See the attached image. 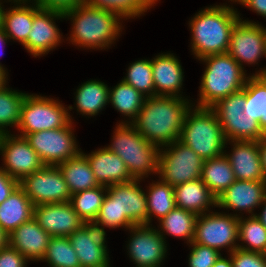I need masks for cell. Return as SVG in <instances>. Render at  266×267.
<instances>
[{
	"label": "cell",
	"instance_id": "10",
	"mask_svg": "<svg viewBox=\"0 0 266 267\" xmlns=\"http://www.w3.org/2000/svg\"><path fill=\"white\" fill-rule=\"evenodd\" d=\"M193 243L232 253L238 248V217L212 210L198 215Z\"/></svg>",
	"mask_w": 266,
	"mask_h": 267
},
{
	"label": "cell",
	"instance_id": "31",
	"mask_svg": "<svg viewBox=\"0 0 266 267\" xmlns=\"http://www.w3.org/2000/svg\"><path fill=\"white\" fill-rule=\"evenodd\" d=\"M198 215L194 212L175 207L165 217L161 218L156 228L166 241V234L186 240L187 245L193 242L195 224Z\"/></svg>",
	"mask_w": 266,
	"mask_h": 267
},
{
	"label": "cell",
	"instance_id": "26",
	"mask_svg": "<svg viewBox=\"0 0 266 267\" xmlns=\"http://www.w3.org/2000/svg\"><path fill=\"white\" fill-rule=\"evenodd\" d=\"M33 215L34 204L18 185L0 204V227L9 235L21 224L31 220Z\"/></svg>",
	"mask_w": 266,
	"mask_h": 267
},
{
	"label": "cell",
	"instance_id": "5",
	"mask_svg": "<svg viewBox=\"0 0 266 267\" xmlns=\"http://www.w3.org/2000/svg\"><path fill=\"white\" fill-rule=\"evenodd\" d=\"M111 144L105 146L124 162L133 179L144 180L150 174L158 176L160 148L142 137L129 123H117Z\"/></svg>",
	"mask_w": 266,
	"mask_h": 267
},
{
	"label": "cell",
	"instance_id": "13",
	"mask_svg": "<svg viewBox=\"0 0 266 267\" xmlns=\"http://www.w3.org/2000/svg\"><path fill=\"white\" fill-rule=\"evenodd\" d=\"M237 21L230 34L228 54L243 67L245 64L258 65L260 58H266V34L259 22Z\"/></svg>",
	"mask_w": 266,
	"mask_h": 267
},
{
	"label": "cell",
	"instance_id": "36",
	"mask_svg": "<svg viewBox=\"0 0 266 267\" xmlns=\"http://www.w3.org/2000/svg\"><path fill=\"white\" fill-rule=\"evenodd\" d=\"M7 85L6 83L0 88V134L10 133L8 126L17 129L21 105L27 95L25 92L8 88Z\"/></svg>",
	"mask_w": 266,
	"mask_h": 267
},
{
	"label": "cell",
	"instance_id": "1",
	"mask_svg": "<svg viewBox=\"0 0 266 267\" xmlns=\"http://www.w3.org/2000/svg\"><path fill=\"white\" fill-rule=\"evenodd\" d=\"M191 101L176 96L145 98L131 124L148 142L164 147L180 139L186 113L193 105Z\"/></svg>",
	"mask_w": 266,
	"mask_h": 267
},
{
	"label": "cell",
	"instance_id": "46",
	"mask_svg": "<svg viewBox=\"0 0 266 267\" xmlns=\"http://www.w3.org/2000/svg\"><path fill=\"white\" fill-rule=\"evenodd\" d=\"M19 185V182L9 176L1 167H0V204L6 200L12 191Z\"/></svg>",
	"mask_w": 266,
	"mask_h": 267
},
{
	"label": "cell",
	"instance_id": "23",
	"mask_svg": "<svg viewBox=\"0 0 266 267\" xmlns=\"http://www.w3.org/2000/svg\"><path fill=\"white\" fill-rule=\"evenodd\" d=\"M7 238L8 245L19 251L29 262H39L46 253L51 236L32 218L17 227Z\"/></svg>",
	"mask_w": 266,
	"mask_h": 267
},
{
	"label": "cell",
	"instance_id": "19",
	"mask_svg": "<svg viewBox=\"0 0 266 267\" xmlns=\"http://www.w3.org/2000/svg\"><path fill=\"white\" fill-rule=\"evenodd\" d=\"M265 195L266 181L235 180L217 198V208L235 211L233 215L236 217H243L245 212L254 216L255 209L261 205Z\"/></svg>",
	"mask_w": 266,
	"mask_h": 267
},
{
	"label": "cell",
	"instance_id": "14",
	"mask_svg": "<svg viewBox=\"0 0 266 267\" xmlns=\"http://www.w3.org/2000/svg\"><path fill=\"white\" fill-rule=\"evenodd\" d=\"M0 155L4 163L1 168L18 182L45 166L29 141L11 132L0 134Z\"/></svg>",
	"mask_w": 266,
	"mask_h": 267
},
{
	"label": "cell",
	"instance_id": "50",
	"mask_svg": "<svg viewBox=\"0 0 266 267\" xmlns=\"http://www.w3.org/2000/svg\"><path fill=\"white\" fill-rule=\"evenodd\" d=\"M228 255L229 257L227 258L225 256L223 257L221 254L212 267H233L231 255Z\"/></svg>",
	"mask_w": 266,
	"mask_h": 267
},
{
	"label": "cell",
	"instance_id": "4",
	"mask_svg": "<svg viewBox=\"0 0 266 267\" xmlns=\"http://www.w3.org/2000/svg\"><path fill=\"white\" fill-rule=\"evenodd\" d=\"M205 70L199 86L197 107H212L220 99L240 91L249 77L237 61L228 53L205 56Z\"/></svg>",
	"mask_w": 266,
	"mask_h": 267
},
{
	"label": "cell",
	"instance_id": "42",
	"mask_svg": "<svg viewBox=\"0 0 266 267\" xmlns=\"http://www.w3.org/2000/svg\"><path fill=\"white\" fill-rule=\"evenodd\" d=\"M95 221L109 229L119 228V207L117 201L108 193H106L103 204Z\"/></svg>",
	"mask_w": 266,
	"mask_h": 267
},
{
	"label": "cell",
	"instance_id": "11",
	"mask_svg": "<svg viewBox=\"0 0 266 267\" xmlns=\"http://www.w3.org/2000/svg\"><path fill=\"white\" fill-rule=\"evenodd\" d=\"M73 124L70 121L65 127L33 132L25 138L45 165L57 166L82 151L76 141Z\"/></svg>",
	"mask_w": 266,
	"mask_h": 267
},
{
	"label": "cell",
	"instance_id": "45",
	"mask_svg": "<svg viewBox=\"0 0 266 267\" xmlns=\"http://www.w3.org/2000/svg\"><path fill=\"white\" fill-rule=\"evenodd\" d=\"M41 9L56 10L66 12L80 4L85 3V0H32Z\"/></svg>",
	"mask_w": 266,
	"mask_h": 267
},
{
	"label": "cell",
	"instance_id": "43",
	"mask_svg": "<svg viewBox=\"0 0 266 267\" xmlns=\"http://www.w3.org/2000/svg\"><path fill=\"white\" fill-rule=\"evenodd\" d=\"M231 255L233 267H266V255L237 248Z\"/></svg>",
	"mask_w": 266,
	"mask_h": 267
},
{
	"label": "cell",
	"instance_id": "12",
	"mask_svg": "<svg viewBox=\"0 0 266 267\" xmlns=\"http://www.w3.org/2000/svg\"><path fill=\"white\" fill-rule=\"evenodd\" d=\"M19 186L36 205L70 202L71 192L58 166L45 165L24 177Z\"/></svg>",
	"mask_w": 266,
	"mask_h": 267
},
{
	"label": "cell",
	"instance_id": "2",
	"mask_svg": "<svg viewBox=\"0 0 266 267\" xmlns=\"http://www.w3.org/2000/svg\"><path fill=\"white\" fill-rule=\"evenodd\" d=\"M237 8L227 3L206 6L191 17V52L195 59L208 55L227 53L230 34L240 19Z\"/></svg>",
	"mask_w": 266,
	"mask_h": 267
},
{
	"label": "cell",
	"instance_id": "9",
	"mask_svg": "<svg viewBox=\"0 0 266 267\" xmlns=\"http://www.w3.org/2000/svg\"><path fill=\"white\" fill-rule=\"evenodd\" d=\"M203 163L197 153L177 140L160 148L158 178L172 187L197 180L202 176Z\"/></svg>",
	"mask_w": 266,
	"mask_h": 267
},
{
	"label": "cell",
	"instance_id": "24",
	"mask_svg": "<svg viewBox=\"0 0 266 267\" xmlns=\"http://www.w3.org/2000/svg\"><path fill=\"white\" fill-rule=\"evenodd\" d=\"M88 159L96 180L102 186L126 183L133 180L125 162L105 146L95 149L89 154L81 151Z\"/></svg>",
	"mask_w": 266,
	"mask_h": 267
},
{
	"label": "cell",
	"instance_id": "25",
	"mask_svg": "<svg viewBox=\"0 0 266 267\" xmlns=\"http://www.w3.org/2000/svg\"><path fill=\"white\" fill-rule=\"evenodd\" d=\"M176 207L197 215L210 212L217 207V198L200 179L188 181L174 187Z\"/></svg>",
	"mask_w": 266,
	"mask_h": 267
},
{
	"label": "cell",
	"instance_id": "52",
	"mask_svg": "<svg viewBox=\"0 0 266 267\" xmlns=\"http://www.w3.org/2000/svg\"><path fill=\"white\" fill-rule=\"evenodd\" d=\"M7 234L0 227V249L8 244Z\"/></svg>",
	"mask_w": 266,
	"mask_h": 267
},
{
	"label": "cell",
	"instance_id": "6",
	"mask_svg": "<svg viewBox=\"0 0 266 267\" xmlns=\"http://www.w3.org/2000/svg\"><path fill=\"white\" fill-rule=\"evenodd\" d=\"M179 141L203 160L221 156L226 148L222 126L210 107L191 106L186 113Z\"/></svg>",
	"mask_w": 266,
	"mask_h": 267
},
{
	"label": "cell",
	"instance_id": "16",
	"mask_svg": "<svg viewBox=\"0 0 266 267\" xmlns=\"http://www.w3.org/2000/svg\"><path fill=\"white\" fill-rule=\"evenodd\" d=\"M104 228L95 220L84 221L83 226L68 237L81 267L111 266Z\"/></svg>",
	"mask_w": 266,
	"mask_h": 267
},
{
	"label": "cell",
	"instance_id": "38",
	"mask_svg": "<svg viewBox=\"0 0 266 267\" xmlns=\"http://www.w3.org/2000/svg\"><path fill=\"white\" fill-rule=\"evenodd\" d=\"M107 187L98 186L71 195L70 203L83 221L95 220L99 214Z\"/></svg>",
	"mask_w": 266,
	"mask_h": 267
},
{
	"label": "cell",
	"instance_id": "21",
	"mask_svg": "<svg viewBox=\"0 0 266 267\" xmlns=\"http://www.w3.org/2000/svg\"><path fill=\"white\" fill-rule=\"evenodd\" d=\"M231 152L224 150L225 156L233 168L236 180L266 181L261 165L258 141L231 140ZM227 153V154H226Z\"/></svg>",
	"mask_w": 266,
	"mask_h": 267
},
{
	"label": "cell",
	"instance_id": "30",
	"mask_svg": "<svg viewBox=\"0 0 266 267\" xmlns=\"http://www.w3.org/2000/svg\"><path fill=\"white\" fill-rule=\"evenodd\" d=\"M57 166L71 194L100 186L87 157L82 152Z\"/></svg>",
	"mask_w": 266,
	"mask_h": 267
},
{
	"label": "cell",
	"instance_id": "53",
	"mask_svg": "<svg viewBox=\"0 0 266 267\" xmlns=\"http://www.w3.org/2000/svg\"><path fill=\"white\" fill-rule=\"evenodd\" d=\"M2 1L3 0H0V28L3 27V13H4V10H5V7H4V4L3 3H5V1H6V3L7 2H10L9 0H5L3 2Z\"/></svg>",
	"mask_w": 266,
	"mask_h": 267
},
{
	"label": "cell",
	"instance_id": "27",
	"mask_svg": "<svg viewBox=\"0 0 266 267\" xmlns=\"http://www.w3.org/2000/svg\"><path fill=\"white\" fill-rule=\"evenodd\" d=\"M12 4L14 5L11 6ZM11 5L4 10L3 28L10 40H16L23 45L32 28L34 2L11 1Z\"/></svg>",
	"mask_w": 266,
	"mask_h": 267
},
{
	"label": "cell",
	"instance_id": "35",
	"mask_svg": "<svg viewBox=\"0 0 266 267\" xmlns=\"http://www.w3.org/2000/svg\"><path fill=\"white\" fill-rule=\"evenodd\" d=\"M238 248L266 255V228L255 215L238 217Z\"/></svg>",
	"mask_w": 266,
	"mask_h": 267
},
{
	"label": "cell",
	"instance_id": "18",
	"mask_svg": "<svg viewBox=\"0 0 266 267\" xmlns=\"http://www.w3.org/2000/svg\"><path fill=\"white\" fill-rule=\"evenodd\" d=\"M64 20V13L41 9L34 3V17L27 41L22 45L33 57H41L53 51L64 41L55 21ZM63 40V41H62Z\"/></svg>",
	"mask_w": 266,
	"mask_h": 267
},
{
	"label": "cell",
	"instance_id": "20",
	"mask_svg": "<svg viewBox=\"0 0 266 267\" xmlns=\"http://www.w3.org/2000/svg\"><path fill=\"white\" fill-rule=\"evenodd\" d=\"M33 218L51 237H69L84 224L70 202L36 205Z\"/></svg>",
	"mask_w": 266,
	"mask_h": 267
},
{
	"label": "cell",
	"instance_id": "17",
	"mask_svg": "<svg viewBox=\"0 0 266 267\" xmlns=\"http://www.w3.org/2000/svg\"><path fill=\"white\" fill-rule=\"evenodd\" d=\"M142 181L133 179L107 187V193L119 207V227L126 231L134 225H148L147 197L140 185Z\"/></svg>",
	"mask_w": 266,
	"mask_h": 267
},
{
	"label": "cell",
	"instance_id": "33",
	"mask_svg": "<svg viewBox=\"0 0 266 267\" xmlns=\"http://www.w3.org/2000/svg\"><path fill=\"white\" fill-rule=\"evenodd\" d=\"M145 98L133 86L123 80L114 87L109 88V103L117 112H120L126 118L128 117L127 120H122L120 123L131 124L143 107Z\"/></svg>",
	"mask_w": 266,
	"mask_h": 267
},
{
	"label": "cell",
	"instance_id": "29",
	"mask_svg": "<svg viewBox=\"0 0 266 267\" xmlns=\"http://www.w3.org/2000/svg\"><path fill=\"white\" fill-rule=\"evenodd\" d=\"M74 94L75 110L85 117L98 115L109 104L108 85L96 79L81 84Z\"/></svg>",
	"mask_w": 266,
	"mask_h": 267
},
{
	"label": "cell",
	"instance_id": "39",
	"mask_svg": "<svg viewBox=\"0 0 266 267\" xmlns=\"http://www.w3.org/2000/svg\"><path fill=\"white\" fill-rule=\"evenodd\" d=\"M42 262L49 267H81L68 237H51Z\"/></svg>",
	"mask_w": 266,
	"mask_h": 267
},
{
	"label": "cell",
	"instance_id": "49",
	"mask_svg": "<svg viewBox=\"0 0 266 267\" xmlns=\"http://www.w3.org/2000/svg\"><path fill=\"white\" fill-rule=\"evenodd\" d=\"M9 41H10V38L5 33L4 28L3 27L0 28V47L3 48L2 50H4L3 46ZM0 69L8 76V71L6 70L7 68H5L1 63H0Z\"/></svg>",
	"mask_w": 266,
	"mask_h": 267
},
{
	"label": "cell",
	"instance_id": "51",
	"mask_svg": "<svg viewBox=\"0 0 266 267\" xmlns=\"http://www.w3.org/2000/svg\"><path fill=\"white\" fill-rule=\"evenodd\" d=\"M261 209V212L259 214L255 213V216L258 218V220L265 226L266 228V195L263 199V202L258 207Z\"/></svg>",
	"mask_w": 266,
	"mask_h": 267
},
{
	"label": "cell",
	"instance_id": "41",
	"mask_svg": "<svg viewBox=\"0 0 266 267\" xmlns=\"http://www.w3.org/2000/svg\"><path fill=\"white\" fill-rule=\"evenodd\" d=\"M188 267H212L221 255L217 249L195 244H189Z\"/></svg>",
	"mask_w": 266,
	"mask_h": 267
},
{
	"label": "cell",
	"instance_id": "7",
	"mask_svg": "<svg viewBox=\"0 0 266 267\" xmlns=\"http://www.w3.org/2000/svg\"><path fill=\"white\" fill-rule=\"evenodd\" d=\"M69 110H74V107H66L58 99L27 93L21 105L17 127L20 134L17 135L26 137L33 132L65 127L73 121Z\"/></svg>",
	"mask_w": 266,
	"mask_h": 267
},
{
	"label": "cell",
	"instance_id": "55",
	"mask_svg": "<svg viewBox=\"0 0 266 267\" xmlns=\"http://www.w3.org/2000/svg\"><path fill=\"white\" fill-rule=\"evenodd\" d=\"M233 2V3H236L237 2V4H238V2L240 1V0H229V2Z\"/></svg>",
	"mask_w": 266,
	"mask_h": 267
},
{
	"label": "cell",
	"instance_id": "15",
	"mask_svg": "<svg viewBox=\"0 0 266 267\" xmlns=\"http://www.w3.org/2000/svg\"><path fill=\"white\" fill-rule=\"evenodd\" d=\"M128 230L131 235L126 250L135 267H161L168 246L156 227H152V224H139Z\"/></svg>",
	"mask_w": 266,
	"mask_h": 267
},
{
	"label": "cell",
	"instance_id": "54",
	"mask_svg": "<svg viewBox=\"0 0 266 267\" xmlns=\"http://www.w3.org/2000/svg\"><path fill=\"white\" fill-rule=\"evenodd\" d=\"M8 82V76L0 69V88Z\"/></svg>",
	"mask_w": 266,
	"mask_h": 267
},
{
	"label": "cell",
	"instance_id": "8",
	"mask_svg": "<svg viewBox=\"0 0 266 267\" xmlns=\"http://www.w3.org/2000/svg\"><path fill=\"white\" fill-rule=\"evenodd\" d=\"M246 106L245 86L238 92L220 99L212 107L226 141H259L266 136L254 118L244 114Z\"/></svg>",
	"mask_w": 266,
	"mask_h": 267
},
{
	"label": "cell",
	"instance_id": "3",
	"mask_svg": "<svg viewBox=\"0 0 266 267\" xmlns=\"http://www.w3.org/2000/svg\"><path fill=\"white\" fill-rule=\"evenodd\" d=\"M72 29L67 37L69 44L88 49H108L122 34V18L114 12L93 8L86 3L64 12Z\"/></svg>",
	"mask_w": 266,
	"mask_h": 267
},
{
	"label": "cell",
	"instance_id": "48",
	"mask_svg": "<svg viewBox=\"0 0 266 267\" xmlns=\"http://www.w3.org/2000/svg\"><path fill=\"white\" fill-rule=\"evenodd\" d=\"M258 148L260 152L262 169L266 177V136L258 141Z\"/></svg>",
	"mask_w": 266,
	"mask_h": 267
},
{
	"label": "cell",
	"instance_id": "22",
	"mask_svg": "<svg viewBox=\"0 0 266 267\" xmlns=\"http://www.w3.org/2000/svg\"><path fill=\"white\" fill-rule=\"evenodd\" d=\"M155 96H176L181 94L184 71L180 60L174 53L167 52L156 55L151 59Z\"/></svg>",
	"mask_w": 266,
	"mask_h": 267
},
{
	"label": "cell",
	"instance_id": "44",
	"mask_svg": "<svg viewBox=\"0 0 266 267\" xmlns=\"http://www.w3.org/2000/svg\"><path fill=\"white\" fill-rule=\"evenodd\" d=\"M29 260L8 244L0 249V267H27Z\"/></svg>",
	"mask_w": 266,
	"mask_h": 267
},
{
	"label": "cell",
	"instance_id": "34",
	"mask_svg": "<svg viewBox=\"0 0 266 267\" xmlns=\"http://www.w3.org/2000/svg\"><path fill=\"white\" fill-rule=\"evenodd\" d=\"M146 187L148 225H151L153 218L159 221L176 207L174 187L160 178Z\"/></svg>",
	"mask_w": 266,
	"mask_h": 267
},
{
	"label": "cell",
	"instance_id": "56",
	"mask_svg": "<svg viewBox=\"0 0 266 267\" xmlns=\"http://www.w3.org/2000/svg\"><path fill=\"white\" fill-rule=\"evenodd\" d=\"M10 2L11 1H32V0H9Z\"/></svg>",
	"mask_w": 266,
	"mask_h": 267
},
{
	"label": "cell",
	"instance_id": "28",
	"mask_svg": "<svg viewBox=\"0 0 266 267\" xmlns=\"http://www.w3.org/2000/svg\"><path fill=\"white\" fill-rule=\"evenodd\" d=\"M244 114L259 122L266 135V67L250 74L245 83Z\"/></svg>",
	"mask_w": 266,
	"mask_h": 267
},
{
	"label": "cell",
	"instance_id": "40",
	"mask_svg": "<svg viewBox=\"0 0 266 267\" xmlns=\"http://www.w3.org/2000/svg\"><path fill=\"white\" fill-rule=\"evenodd\" d=\"M127 74L122 79L133 86L146 98L155 96L151 59H140L130 63Z\"/></svg>",
	"mask_w": 266,
	"mask_h": 267
},
{
	"label": "cell",
	"instance_id": "47",
	"mask_svg": "<svg viewBox=\"0 0 266 267\" xmlns=\"http://www.w3.org/2000/svg\"><path fill=\"white\" fill-rule=\"evenodd\" d=\"M238 3L266 19V0H240Z\"/></svg>",
	"mask_w": 266,
	"mask_h": 267
},
{
	"label": "cell",
	"instance_id": "37",
	"mask_svg": "<svg viewBox=\"0 0 266 267\" xmlns=\"http://www.w3.org/2000/svg\"><path fill=\"white\" fill-rule=\"evenodd\" d=\"M158 1L160 0H85V3L93 8L117 13L123 20H128L142 16Z\"/></svg>",
	"mask_w": 266,
	"mask_h": 267
},
{
	"label": "cell",
	"instance_id": "32",
	"mask_svg": "<svg viewBox=\"0 0 266 267\" xmlns=\"http://www.w3.org/2000/svg\"><path fill=\"white\" fill-rule=\"evenodd\" d=\"M201 180L216 198L236 180L233 168L225 154L204 160Z\"/></svg>",
	"mask_w": 266,
	"mask_h": 267
}]
</instances>
